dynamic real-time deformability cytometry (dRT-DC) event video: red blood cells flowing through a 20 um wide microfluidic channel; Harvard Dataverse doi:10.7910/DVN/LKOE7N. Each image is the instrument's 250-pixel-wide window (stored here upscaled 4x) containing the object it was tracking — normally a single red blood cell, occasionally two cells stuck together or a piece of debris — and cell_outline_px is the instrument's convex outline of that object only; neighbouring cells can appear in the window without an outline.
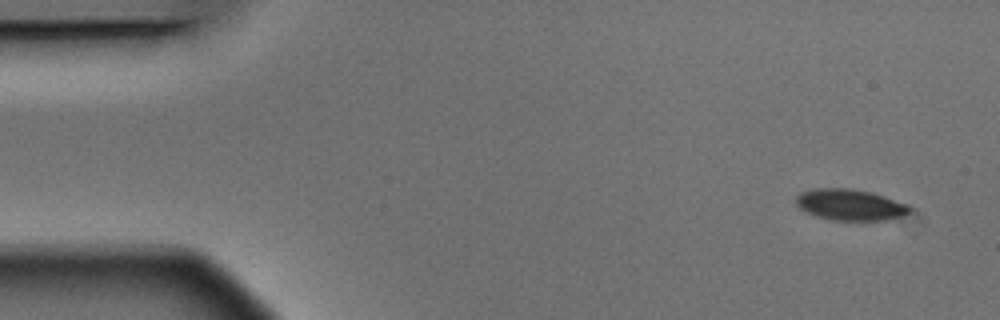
{"species": "Egyptian fruit bat (a non-hibernating species)", "species_latin": "Rousettus aegyptiacus", "temperature_condition": "warm", "stored_images_in_passage": 7, "camera_frame_rate_fps": 3000, "um_per_image_px": 0.085, "animal": {"sex": "male"}, "frame": {"image": 1, "passage_image": 1, "time_ms": 0.0, "image_size_px": [1000, 320], "cell_outline_px": [[912, 208], [908, 212], [900, 216], [888, 220], [828, 220], [808, 212], [800, 208], [796, 204], [796, 196], [800, 192], [816, 188], [852, 188], [872, 192], [908, 204]], "centroid_in_image_um": [72.26, 17.39], "position_along_channel_um": 12.7, "area_um2": 20.63}}
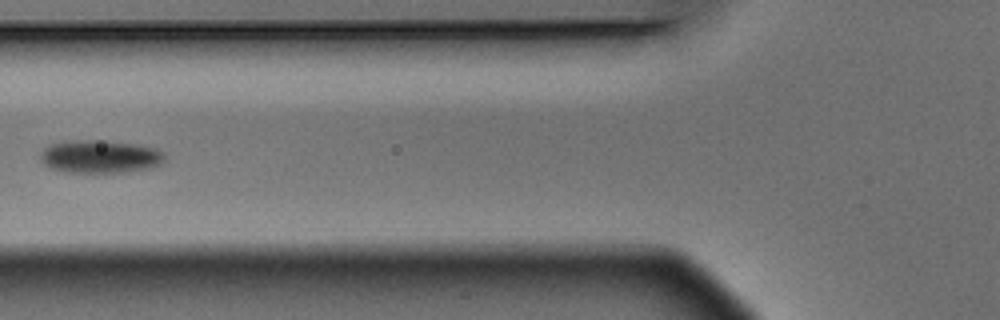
{"frame": {"image": 2, "passage_image": 6, "time_ms": 1.667, "image_size_px": [1000, 320], "cell_outline_px": [[164, 160], [160, 164], [148, 168], [124, 172], [64, 172], [48, 168], [40, 160], [40, 152], [48, 144], [72, 140], [96, 140], [136, 144], [156, 148], [164, 152]], "centroid_in_image_um": [8.45, 13.31], "position_along_channel_um": 117.3, "area_um2": 23.99}}
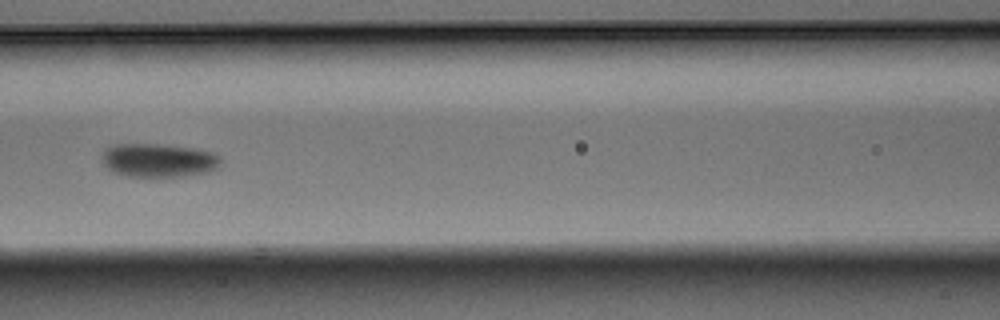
{"frame": {"image": 3, "passage_image": 7, "time_ms": 2.0, "image_size_px": [1000, 320], "cell_outline_px": [[220, 160], [216, 168], [208, 172], [184, 176], [128, 176], [116, 172], [108, 168], [100, 160], [100, 156], [104, 148], [112, 144], [160, 144], [192, 148], [216, 152], [220, 156]], "centroid_in_image_um": [13.44, 13.6], "position_along_channel_um": 153.2, "area_um2": 23.35}}